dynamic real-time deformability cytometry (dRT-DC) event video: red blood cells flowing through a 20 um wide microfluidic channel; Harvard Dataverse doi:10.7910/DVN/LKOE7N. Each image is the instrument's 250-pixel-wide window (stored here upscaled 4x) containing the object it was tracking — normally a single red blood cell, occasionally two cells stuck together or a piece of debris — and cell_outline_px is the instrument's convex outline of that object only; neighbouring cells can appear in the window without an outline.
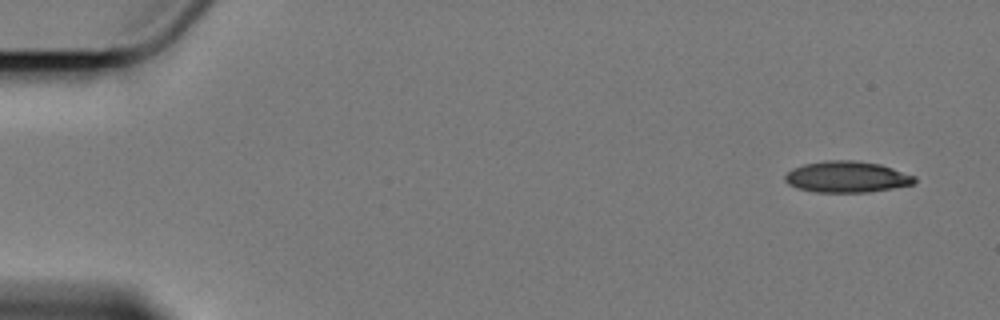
{"species": "Egyptian fruit bat (a non-hibernating species)", "species_latin": "Rousettus aegyptiacus", "temperature_condition": "cold", "stored_images_in_passage": 6, "camera_frame_rate_fps": 3000, "um_per_image_px": 0.085, "animal": {"sex": "female"}, "frame": {"image": 1, "passage_image": 1, "time_ms": 0.0, "image_size_px": [1000, 320], "cell_outline_px": [[916, 180], [912, 184], [892, 188], [868, 192], [816, 192], [796, 188], [788, 184], [784, 180], [784, 176], [792, 168], [804, 164], [824, 160], [852, 160], [880, 164], [916, 176]], "centroid_in_image_um": [71.95, 15.03], "position_along_channel_um": 13.1, "area_um2": 23.58}}
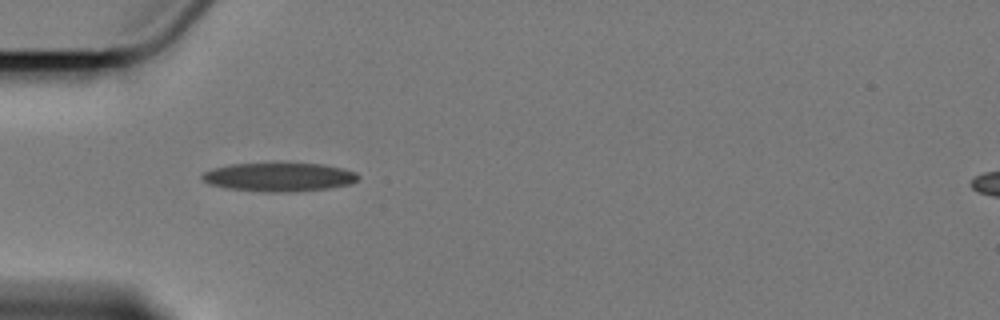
{"frame": {"image": 2, "passage_image": 5, "time_ms": 5.0, "image_size_px": [1000, 320], "cell_outline_px": [[360, 176], [356, 180], [348, 184], [328, 188], [292, 192], [268, 192], [228, 188], [208, 184], [200, 176], [204, 172], [212, 168], [228, 164], [324, 164], [356, 172]], "centroid_in_image_um": [23.69, 15.05], "position_along_channel_um": 61.3, "area_um2": 25.78}}
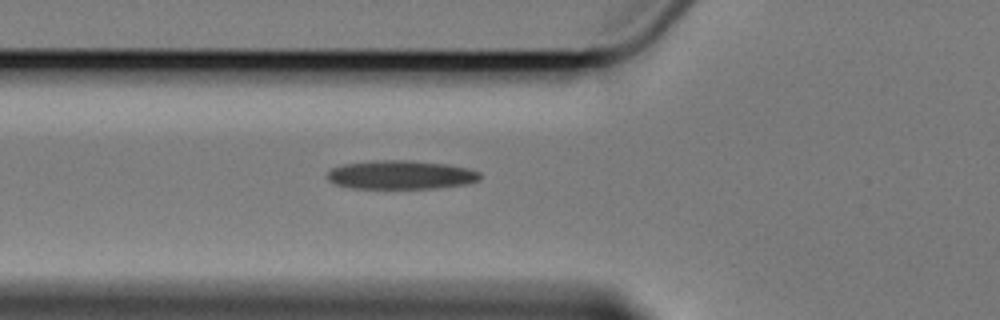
{"frame": {"image": 3, "passage_image": 6, "time_ms": 6.0, "image_size_px": [1000, 320], "cell_outline_px": [[480, 180], [468, 184], [436, 188], [348, 188], [332, 184], [328, 180], [328, 172], [332, 168], [344, 164], [372, 160], [412, 160], [448, 164], [468, 168], [480, 172]], "centroid_in_image_um": [34.07, 14.86], "position_along_channel_um": 91.7, "area_um2": 25.89}}